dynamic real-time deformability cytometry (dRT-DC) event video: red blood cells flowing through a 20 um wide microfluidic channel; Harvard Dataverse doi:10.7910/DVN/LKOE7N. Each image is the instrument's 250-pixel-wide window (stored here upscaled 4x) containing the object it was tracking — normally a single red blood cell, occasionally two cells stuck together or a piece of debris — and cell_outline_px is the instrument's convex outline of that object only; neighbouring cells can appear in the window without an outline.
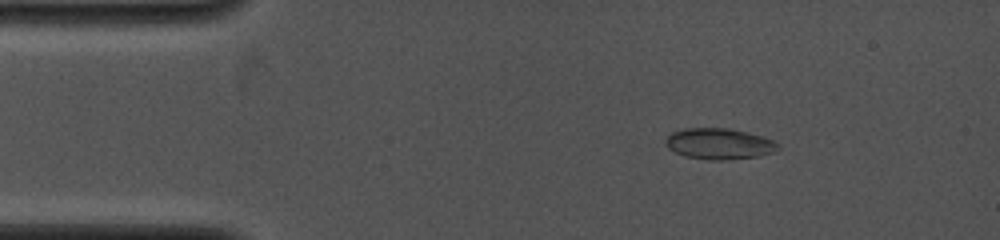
{"species": "common noctule bat (a hibernating species)", "species_latin": "Nyctalus noctula", "temperature_condition": "cold", "stored_images_in_passage": 4, "camera_frame_rate_fps": 4000, "um_per_image_px": 0.085, "animal": {"sex": "female", "body_mass_g": 19.0, "forearm_length_mm": 53.3}, "frame": {"image": 1, "passage_image": 2, "time_ms": 1.25, "image_size_px": [1000, 240], "cell_outline_px": [[780, 148], [772, 152], [760, 156], [728, 160], [708, 160], [684, 156], [668, 148], [664, 140], [672, 132], [684, 128], [728, 128], [776, 140], [780, 144]], "centroid_in_image_um": [61.14, 12.23], "position_along_channel_um": 23.9, "area_um2": 20.4}}